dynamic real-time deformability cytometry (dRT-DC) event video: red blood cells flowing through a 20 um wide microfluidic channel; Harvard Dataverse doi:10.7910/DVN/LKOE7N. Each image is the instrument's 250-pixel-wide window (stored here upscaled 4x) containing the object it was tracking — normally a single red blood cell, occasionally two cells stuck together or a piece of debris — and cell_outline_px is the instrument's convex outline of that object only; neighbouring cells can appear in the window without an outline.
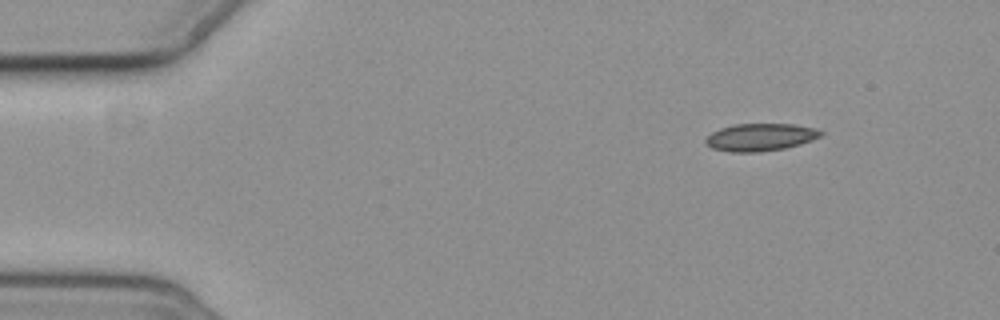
{"species": "common noctule bat (a hibernating species)", "species_latin": "Nyctalus noctula", "temperature_condition": "cold", "stored_images_in_passage": 4, "camera_frame_rate_fps": 3000, "um_per_image_px": 0.085, "animal": {"sex": "female", "body_mass_g": 19.3, "forearm_length_mm": 54.1}, "frame": {"image": 1, "passage_image": 1, "time_ms": 0.0, "image_size_px": [1000, 320], "cell_outline_px": [[824, 132], [820, 136], [812, 140], [800, 144], [784, 148], [760, 152], [728, 152], [712, 148], [704, 144], [704, 140], [712, 132], [720, 128], [736, 124], [792, 124], [816, 128]], "centroid_in_image_um": [64.6, 11.66], "position_along_channel_um": 20.4, "area_um2": 18.5}}
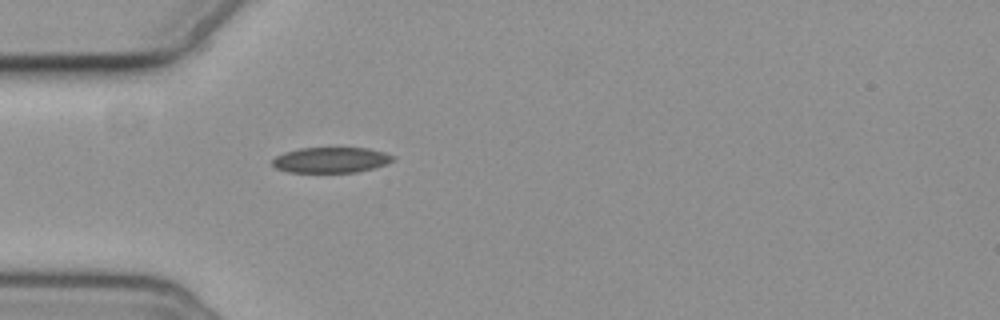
{"frame": {"image": 2, "passage_image": 4, "time_ms": 3.333, "image_size_px": [1000, 320], "cell_outline_px": [[396, 156], [392, 160], [384, 164], [372, 168], [356, 172], [288, 172], [276, 168], [272, 164], [272, 160], [276, 156], [284, 152], [300, 148], [368, 148], [384, 152]], "centroid_in_image_um": [28.1, 13.59], "position_along_channel_um": 56.9, "area_um2": 17.8}}